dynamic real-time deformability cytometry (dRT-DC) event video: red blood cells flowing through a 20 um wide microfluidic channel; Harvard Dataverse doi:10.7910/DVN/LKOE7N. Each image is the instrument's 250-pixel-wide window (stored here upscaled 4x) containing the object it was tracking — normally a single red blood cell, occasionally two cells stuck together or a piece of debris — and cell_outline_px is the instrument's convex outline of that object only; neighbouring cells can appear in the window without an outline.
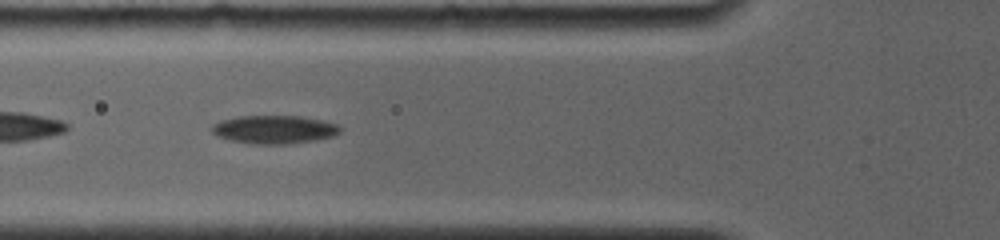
{"species": "common noctule bat (a hibernating species)", "species_latin": "Nyctalus noctula", "temperature_condition": "room temperature", "stored_images_in_passage": 6, "camera_frame_rate_fps": 4000, "um_per_image_px": 0.085, "animal": {"sex": "female", "body_mass_g": 19.0, "forearm_length_mm": 56.7}, "frame": {"image": 1, "passage_image": 2, "time_ms": 0.75, "image_size_px": [1000, 240], "cell_outline_px": [[340, 132], [332, 136], [316, 140], [288, 144], [248, 144], [216, 136], [212, 132], [212, 124], [220, 120], [240, 116], [296, 116], [320, 120], [336, 124], [340, 128]], "centroid_in_image_um": [23.26, 11.01], "position_along_channel_um": 102.5, "area_um2": 21.04}}
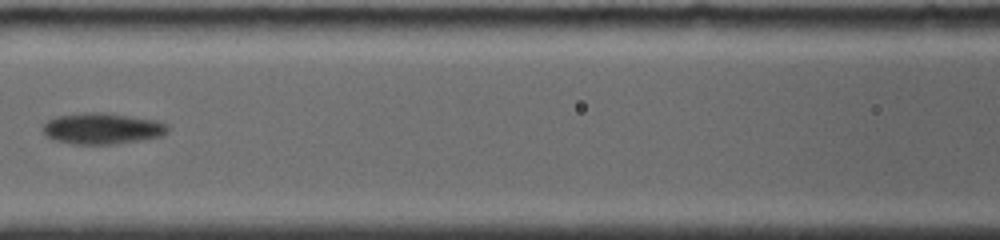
{"frame": {"image": 2, "passage_image": 4, "time_ms": 2.25, "image_size_px": [1000, 240], "cell_outline_px": [[168, 132], [160, 136], [140, 140], [112, 144], [76, 144], [56, 140], [48, 136], [44, 132], [44, 124], [48, 120], [60, 116], [92, 112], [100, 112], [152, 120], [168, 124]], "centroid_in_image_um": [8.7, 10.93], "position_along_channel_um": 157.9, "area_um2": 21.96}}
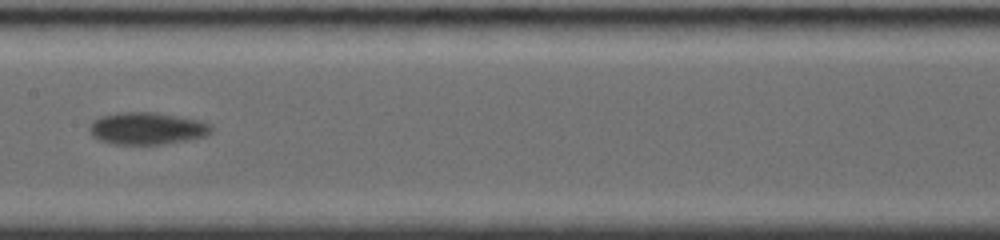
{"frame": {"image": 3, "passage_image": 5, "time_ms": 3.25, "image_size_px": [1000, 240], "cell_outline_px": [[212, 132], [204, 136], [184, 140], [160, 144], [116, 144], [100, 140], [92, 136], [88, 132], [88, 128], [100, 116], [124, 112], [152, 112], [196, 120], [208, 124], [212, 128]], "centroid_in_image_um": [12.44, 10.92], "position_along_channel_um": 195.0, "area_um2": 22.25}}